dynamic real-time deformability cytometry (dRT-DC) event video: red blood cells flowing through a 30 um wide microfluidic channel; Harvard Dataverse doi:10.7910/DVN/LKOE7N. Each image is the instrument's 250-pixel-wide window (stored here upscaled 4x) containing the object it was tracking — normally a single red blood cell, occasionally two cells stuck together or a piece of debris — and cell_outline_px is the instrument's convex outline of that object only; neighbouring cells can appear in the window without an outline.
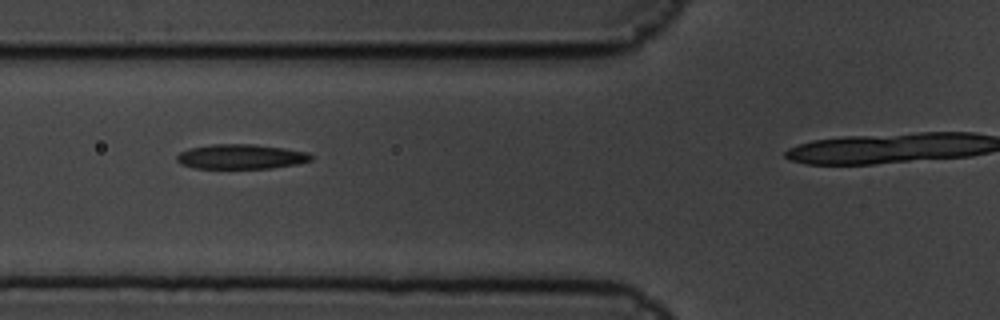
{"species": "common noctule bat (a hibernating species)", "species_latin": "Nyctalus noctula", "temperature_condition": "cold", "stored_images_in_passage": 5, "camera_frame_rate_fps": 3000, "um_per_image_px": 0.085, "animal": {"sex": "male", "body_mass_g": 19.5, "forearm_length_mm": 54.6}, "frame": {"image": 1, "passage_image": 3, "time_ms": 0.667, "image_size_px": [1000, 320], "cell_outline_px": [[312, 160], [296, 164], [272, 168], [196, 168], [180, 164], [176, 160], [176, 156], [180, 152], [188, 148], [212, 144], [252, 144], [284, 148], [308, 152], [312, 156]], "centroid_in_image_um": [20.46, 13.31], "position_along_channel_um": 105.3, "area_um2": 19.36}}
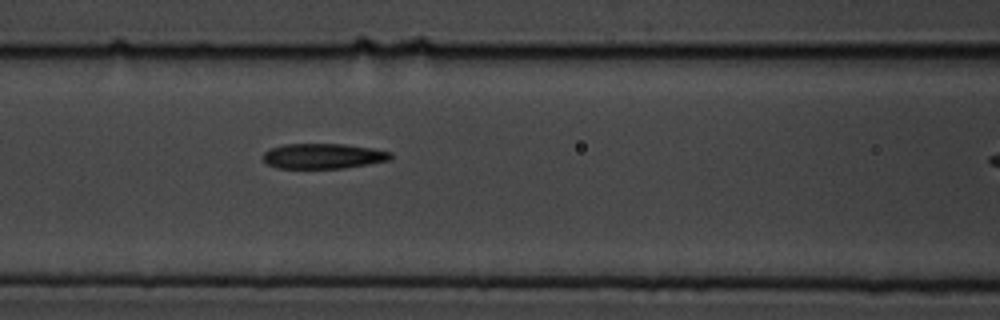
{"frame": {"image": 2, "passage_image": 4, "time_ms": 1.0, "image_size_px": [1000, 320], "cell_outline_px": [[392, 160], [344, 168], [276, 168], [268, 164], [264, 160], [264, 152], [272, 148], [284, 144], [344, 144], [372, 148], [392, 152]], "centroid_in_image_um": [27.51, 13.27], "position_along_channel_um": 139.1, "area_um2": 18.73}}